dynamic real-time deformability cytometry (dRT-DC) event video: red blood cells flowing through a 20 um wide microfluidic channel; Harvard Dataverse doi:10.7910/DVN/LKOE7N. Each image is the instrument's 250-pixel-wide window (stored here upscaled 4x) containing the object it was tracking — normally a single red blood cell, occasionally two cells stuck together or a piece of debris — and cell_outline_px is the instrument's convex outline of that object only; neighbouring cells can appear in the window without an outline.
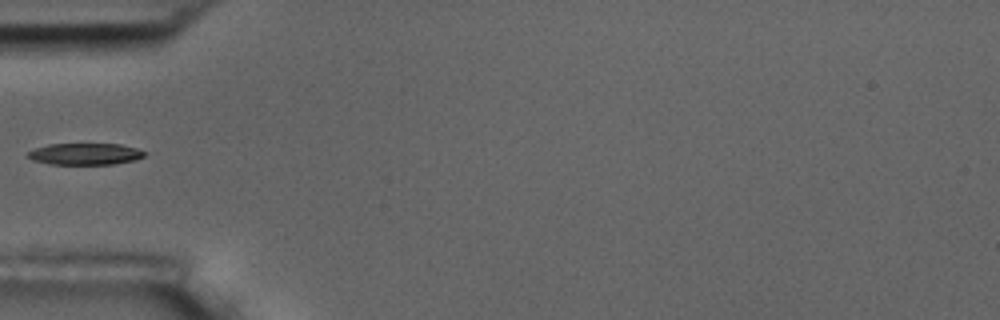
{"species": "common noctule bat (a hibernating species)", "species_latin": "Nyctalus noctula", "temperature_condition": "room temperature", "stored_images_in_passage": 2, "camera_frame_rate_fps": 3000, "um_per_image_px": 0.085, "animal": {"sex": "male", "body_mass_g": 17.5, "forearm_length_mm": 52.3}, "frame": {"image": 1, "passage_image": 1, "time_ms": 0.0, "image_size_px": [1000, 320], "cell_outline_px": [[144, 156], [136, 160], [116, 164], [52, 164], [32, 160], [28, 156], [28, 152], [36, 148], [48, 144], [120, 144], [136, 148], [144, 152]], "centroid_in_image_um": [7.25, 13.09], "position_along_channel_um": 77.8, "area_um2": 14.57}}